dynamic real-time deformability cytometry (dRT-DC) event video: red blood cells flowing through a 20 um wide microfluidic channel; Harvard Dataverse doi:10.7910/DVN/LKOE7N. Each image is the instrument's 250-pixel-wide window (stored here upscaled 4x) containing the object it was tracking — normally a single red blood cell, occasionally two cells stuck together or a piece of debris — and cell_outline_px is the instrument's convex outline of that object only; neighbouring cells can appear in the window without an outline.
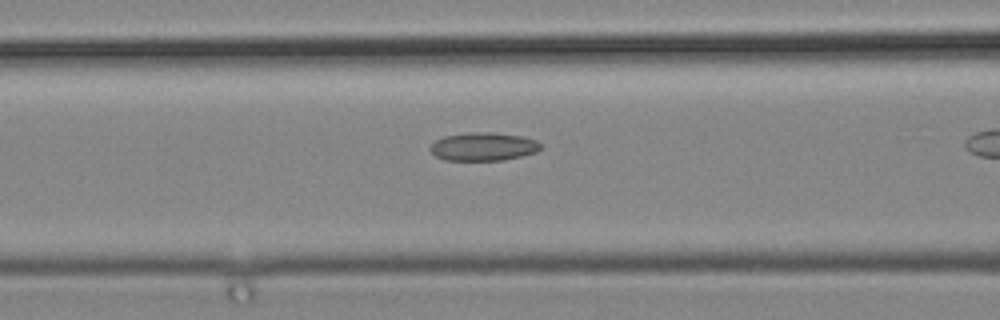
{"species": "common noctule bat (a hibernating species)", "species_latin": "Nyctalus noctula", "temperature_condition": "cold", "stored_images_in_passage": 31, "camera_frame_rate_fps": 3000, "um_per_image_px": 0.085, "animal": {"sex": "male", "body_mass_g": 19.2, "forearm_length_mm": 51.8}, "frame": {"image": 1, "passage_image": 6, "time_ms": 1.667, "image_size_px": [1000, 320], "cell_outline_px": [[540, 148], [536, 152], [504, 160], [444, 160], [436, 156], [428, 148], [436, 140], [444, 136], [472, 132], [492, 132], [524, 136], [536, 140], [540, 144]], "centroid_in_image_um": [41.08, 12.45], "position_along_channel_um": 125.5, "area_um2": 18.15}}
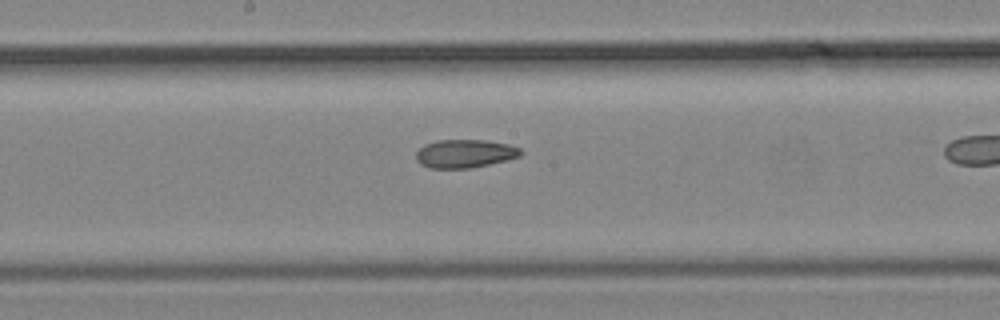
{"frame": {"image": 2, "passage_image": 12, "time_ms": 3.667, "image_size_px": [1000, 320], "cell_outline_px": [[524, 152], [520, 156], [488, 164], [468, 168], [428, 168], [420, 164], [416, 160], [416, 152], [424, 144], [436, 140], [488, 140], [508, 144], [520, 148]], "centroid_in_image_um": [39.49, 13.05], "position_along_channel_um": 208.7, "area_um2": 17.28}}
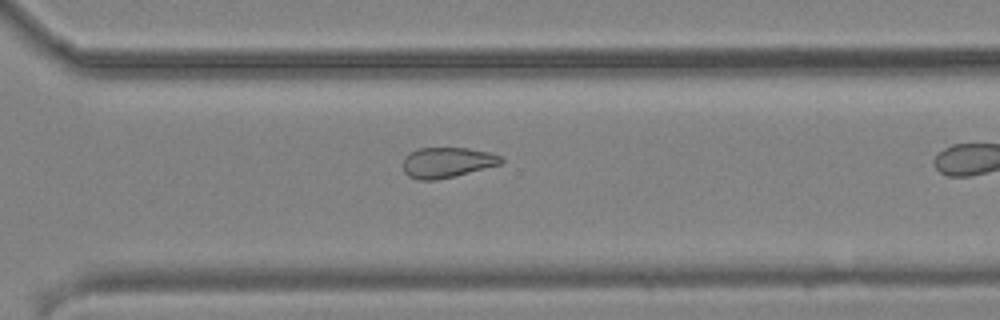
{"frame": {"image": 3, "passage_image": 21, "time_ms": 6.667, "image_size_px": [1000, 320], "cell_outline_px": [[504, 160], [500, 164], [456, 176], [436, 180], [420, 180], [408, 176], [404, 172], [404, 156], [408, 152], [420, 148], [468, 148], [488, 152], [500, 156]], "centroid_in_image_um": [37.97, 13.81], "position_along_channel_um": 332.6, "area_um2": 17.34}}